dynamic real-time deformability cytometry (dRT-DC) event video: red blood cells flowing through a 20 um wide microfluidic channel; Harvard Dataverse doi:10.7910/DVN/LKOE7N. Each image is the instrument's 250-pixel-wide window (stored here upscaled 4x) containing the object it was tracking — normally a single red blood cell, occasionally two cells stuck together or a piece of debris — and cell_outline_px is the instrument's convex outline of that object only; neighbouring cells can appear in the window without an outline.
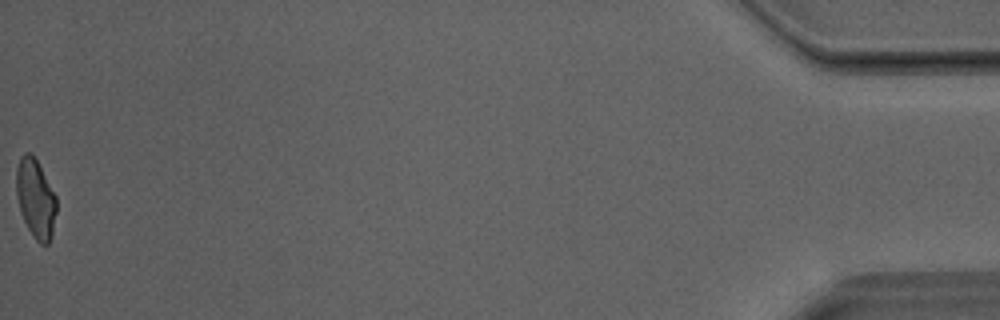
{"species": "Egyptian fruit bat (a non-hibernating species)", "species_latin": "Rousettus aegyptiacus", "temperature_condition": "room temperature", "stored_images_in_passage": 31, "camera_frame_rate_fps": 3000, "um_per_image_px": 0.085, "animal": {"sex": "male"}, "frame": {"image": 1, "passage_image": 31, "time_ms": 10.0, "image_size_px": [1000, 320], "cell_outline_px": [[56, 212], [52, 236], [48, 244], [40, 244], [36, 240], [28, 228], [20, 212], [16, 192], [16, 168], [20, 156], [24, 152], [32, 152], [56, 196]], "centroid_in_image_um": [3.01, 16.86], "position_along_channel_um": 432.2, "area_um2": 18.5}}